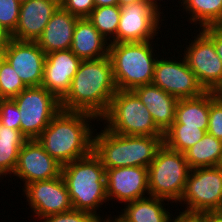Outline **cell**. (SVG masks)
<instances>
[{"label": "cell", "instance_id": "6da1fadb", "mask_svg": "<svg viewBox=\"0 0 222 222\" xmlns=\"http://www.w3.org/2000/svg\"><path fill=\"white\" fill-rule=\"evenodd\" d=\"M116 92L109 56L82 60L67 94L60 100V107L66 111L91 114L99 121Z\"/></svg>", "mask_w": 222, "mask_h": 222}, {"label": "cell", "instance_id": "7a4b0ae2", "mask_svg": "<svg viewBox=\"0 0 222 222\" xmlns=\"http://www.w3.org/2000/svg\"><path fill=\"white\" fill-rule=\"evenodd\" d=\"M96 119L85 112L61 109L37 140L63 166L92 152L95 131L90 123Z\"/></svg>", "mask_w": 222, "mask_h": 222}, {"label": "cell", "instance_id": "3957f363", "mask_svg": "<svg viewBox=\"0 0 222 222\" xmlns=\"http://www.w3.org/2000/svg\"><path fill=\"white\" fill-rule=\"evenodd\" d=\"M61 176L73 209L89 212L102 221L103 217L97 210L104 202H108L106 169L93 151L83 158L63 165Z\"/></svg>", "mask_w": 222, "mask_h": 222}, {"label": "cell", "instance_id": "277c9868", "mask_svg": "<svg viewBox=\"0 0 222 222\" xmlns=\"http://www.w3.org/2000/svg\"><path fill=\"white\" fill-rule=\"evenodd\" d=\"M164 144L163 136H127L104 128L93 136V153L105 169L148 167Z\"/></svg>", "mask_w": 222, "mask_h": 222}, {"label": "cell", "instance_id": "5b68a950", "mask_svg": "<svg viewBox=\"0 0 222 222\" xmlns=\"http://www.w3.org/2000/svg\"><path fill=\"white\" fill-rule=\"evenodd\" d=\"M152 42L109 43L108 56L117 90L133 91L152 83L158 59Z\"/></svg>", "mask_w": 222, "mask_h": 222}, {"label": "cell", "instance_id": "8992f818", "mask_svg": "<svg viewBox=\"0 0 222 222\" xmlns=\"http://www.w3.org/2000/svg\"><path fill=\"white\" fill-rule=\"evenodd\" d=\"M105 129L127 136H163L151 113L133 91L117 90L106 113L99 119ZM106 121V122H105Z\"/></svg>", "mask_w": 222, "mask_h": 222}, {"label": "cell", "instance_id": "52a82bcc", "mask_svg": "<svg viewBox=\"0 0 222 222\" xmlns=\"http://www.w3.org/2000/svg\"><path fill=\"white\" fill-rule=\"evenodd\" d=\"M147 168L149 196L178 203L191 171L185 155L163 144Z\"/></svg>", "mask_w": 222, "mask_h": 222}, {"label": "cell", "instance_id": "ba28073f", "mask_svg": "<svg viewBox=\"0 0 222 222\" xmlns=\"http://www.w3.org/2000/svg\"><path fill=\"white\" fill-rule=\"evenodd\" d=\"M186 204L181 215L196 216L222 208V166L191 169L179 204Z\"/></svg>", "mask_w": 222, "mask_h": 222}, {"label": "cell", "instance_id": "9c48e42d", "mask_svg": "<svg viewBox=\"0 0 222 222\" xmlns=\"http://www.w3.org/2000/svg\"><path fill=\"white\" fill-rule=\"evenodd\" d=\"M12 99L20 110V131L27 140L37 139L61 110L60 101L43 86L26 87Z\"/></svg>", "mask_w": 222, "mask_h": 222}, {"label": "cell", "instance_id": "30bf717a", "mask_svg": "<svg viewBox=\"0 0 222 222\" xmlns=\"http://www.w3.org/2000/svg\"><path fill=\"white\" fill-rule=\"evenodd\" d=\"M120 9L116 43L150 41L158 36L163 12H159L149 0L121 6Z\"/></svg>", "mask_w": 222, "mask_h": 222}, {"label": "cell", "instance_id": "8fae6325", "mask_svg": "<svg viewBox=\"0 0 222 222\" xmlns=\"http://www.w3.org/2000/svg\"><path fill=\"white\" fill-rule=\"evenodd\" d=\"M152 84L177 99L196 98L207 92L189 68L185 58L157 59Z\"/></svg>", "mask_w": 222, "mask_h": 222}, {"label": "cell", "instance_id": "7c38bea8", "mask_svg": "<svg viewBox=\"0 0 222 222\" xmlns=\"http://www.w3.org/2000/svg\"><path fill=\"white\" fill-rule=\"evenodd\" d=\"M194 40L186 45L183 57L206 91H212L222 81V60L216 53L214 42L198 28Z\"/></svg>", "mask_w": 222, "mask_h": 222}, {"label": "cell", "instance_id": "4fadbf2b", "mask_svg": "<svg viewBox=\"0 0 222 222\" xmlns=\"http://www.w3.org/2000/svg\"><path fill=\"white\" fill-rule=\"evenodd\" d=\"M28 204L37 218L59 214L73 209L71 199L62 176L37 181L23 187Z\"/></svg>", "mask_w": 222, "mask_h": 222}, {"label": "cell", "instance_id": "5bb4252c", "mask_svg": "<svg viewBox=\"0 0 222 222\" xmlns=\"http://www.w3.org/2000/svg\"><path fill=\"white\" fill-rule=\"evenodd\" d=\"M4 53L5 60L26 87L41 86L46 54L36 41H19L9 37Z\"/></svg>", "mask_w": 222, "mask_h": 222}, {"label": "cell", "instance_id": "9a60e30c", "mask_svg": "<svg viewBox=\"0 0 222 222\" xmlns=\"http://www.w3.org/2000/svg\"><path fill=\"white\" fill-rule=\"evenodd\" d=\"M62 165L52 158L37 139L27 140L21 147L13 176L27 184L56 178Z\"/></svg>", "mask_w": 222, "mask_h": 222}, {"label": "cell", "instance_id": "2e32d148", "mask_svg": "<svg viewBox=\"0 0 222 222\" xmlns=\"http://www.w3.org/2000/svg\"><path fill=\"white\" fill-rule=\"evenodd\" d=\"M107 200L129 203L149 196L147 167L106 169ZM145 193L147 195L145 196Z\"/></svg>", "mask_w": 222, "mask_h": 222}, {"label": "cell", "instance_id": "e0dca14e", "mask_svg": "<svg viewBox=\"0 0 222 222\" xmlns=\"http://www.w3.org/2000/svg\"><path fill=\"white\" fill-rule=\"evenodd\" d=\"M81 61L71 49L46 54L41 86L60 101L67 94Z\"/></svg>", "mask_w": 222, "mask_h": 222}, {"label": "cell", "instance_id": "ac0fdd59", "mask_svg": "<svg viewBox=\"0 0 222 222\" xmlns=\"http://www.w3.org/2000/svg\"><path fill=\"white\" fill-rule=\"evenodd\" d=\"M60 0H29L20 5L17 27L10 38L19 41H37Z\"/></svg>", "mask_w": 222, "mask_h": 222}, {"label": "cell", "instance_id": "d6986e66", "mask_svg": "<svg viewBox=\"0 0 222 222\" xmlns=\"http://www.w3.org/2000/svg\"><path fill=\"white\" fill-rule=\"evenodd\" d=\"M78 19L59 6L37 39L38 46L45 54L70 49Z\"/></svg>", "mask_w": 222, "mask_h": 222}, {"label": "cell", "instance_id": "ffe728a7", "mask_svg": "<svg viewBox=\"0 0 222 222\" xmlns=\"http://www.w3.org/2000/svg\"><path fill=\"white\" fill-rule=\"evenodd\" d=\"M133 92L145 104L156 126L164 133L175 121L179 99L152 83L137 87Z\"/></svg>", "mask_w": 222, "mask_h": 222}, {"label": "cell", "instance_id": "44dd1931", "mask_svg": "<svg viewBox=\"0 0 222 222\" xmlns=\"http://www.w3.org/2000/svg\"><path fill=\"white\" fill-rule=\"evenodd\" d=\"M88 18L78 19L72 38L71 51L81 60H95L108 56L109 45Z\"/></svg>", "mask_w": 222, "mask_h": 222}, {"label": "cell", "instance_id": "7402d4cb", "mask_svg": "<svg viewBox=\"0 0 222 222\" xmlns=\"http://www.w3.org/2000/svg\"><path fill=\"white\" fill-rule=\"evenodd\" d=\"M164 201L169 202L152 196L137 199L126 203L116 218L120 222H171L173 219L168 209L164 208Z\"/></svg>", "mask_w": 222, "mask_h": 222}, {"label": "cell", "instance_id": "603a6c76", "mask_svg": "<svg viewBox=\"0 0 222 222\" xmlns=\"http://www.w3.org/2000/svg\"><path fill=\"white\" fill-rule=\"evenodd\" d=\"M209 120V91L196 98L179 99L175 121L170 127H197L207 132Z\"/></svg>", "mask_w": 222, "mask_h": 222}, {"label": "cell", "instance_id": "cb8c5ba5", "mask_svg": "<svg viewBox=\"0 0 222 222\" xmlns=\"http://www.w3.org/2000/svg\"><path fill=\"white\" fill-rule=\"evenodd\" d=\"M184 155L191 169L222 166V141L206 132Z\"/></svg>", "mask_w": 222, "mask_h": 222}, {"label": "cell", "instance_id": "d4e9b609", "mask_svg": "<svg viewBox=\"0 0 222 222\" xmlns=\"http://www.w3.org/2000/svg\"><path fill=\"white\" fill-rule=\"evenodd\" d=\"M27 138L20 130L0 124V178L14 173L18 155ZM3 176V177H2Z\"/></svg>", "mask_w": 222, "mask_h": 222}, {"label": "cell", "instance_id": "484cf974", "mask_svg": "<svg viewBox=\"0 0 222 222\" xmlns=\"http://www.w3.org/2000/svg\"><path fill=\"white\" fill-rule=\"evenodd\" d=\"M182 6L190 15L189 22L200 28L222 23V0H184Z\"/></svg>", "mask_w": 222, "mask_h": 222}, {"label": "cell", "instance_id": "4316f807", "mask_svg": "<svg viewBox=\"0 0 222 222\" xmlns=\"http://www.w3.org/2000/svg\"><path fill=\"white\" fill-rule=\"evenodd\" d=\"M120 15L121 9L119 5L102 6L95 7L88 19L106 40L110 43H116Z\"/></svg>", "mask_w": 222, "mask_h": 222}, {"label": "cell", "instance_id": "83f0119b", "mask_svg": "<svg viewBox=\"0 0 222 222\" xmlns=\"http://www.w3.org/2000/svg\"><path fill=\"white\" fill-rule=\"evenodd\" d=\"M206 131L197 127H169L163 135V142L171 150L185 153L198 143Z\"/></svg>", "mask_w": 222, "mask_h": 222}, {"label": "cell", "instance_id": "f1b7e54d", "mask_svg": "<svg viewBox=\"0 0 222 222\" xmlns=\"http://www.w3.org/2000/svg\"><path fill=\"white\" fill-rule=\"evenodd\" d=\"M26 88L14 68L4 60L0 69V99L14 98Z\"/></svg>", "mask_w": 222, "mask_h": 222}, {"label": "cell", "instance_id": "f546056e", "mask_svg": "<svg viewBox=\"0 0 222 222\" xmlns=\"http://www.w3.org/2000/svg\"><path fill=\"white\" fill-rule=\"evenodd\" d=\"M20 5L17 0H0V28L9 37L17 27Z\"/></svg>", "mask_w": 222, "mask_h": 222}, {"label": "cell", "instance_id": "4dcf8cb0", "mask_svg": "<svg viewBox=\"0 0 222 222\" xmlns=\"http://www.w3.org/2000/svg\"><path fill=\"white\" fill-rule=\"evenodd\" d=\"M207 132L222 141V102L209 91V120Z\"/></svg>", "mask_w": 222, "mask_h": 222}, {"label": "cell", "instance_id": "1f68e13d", "mask_svg": "<svg viewBox=\"0 0 222 222\" xmlns=\"http://www.w3.org/2000/svg\"><path fill=\"white\" fill-rule=\"evenodd\" d=\"M20 110L11 98L0 99V124L7 128L20 130Z\"/></svg>", "mask_w": 222, "mask_h": 222}, {"label": "cell", "instance_id": "d6a6232c", "mask_svg": "<svg viewBox=\"0 0 222 222\" xmlns=\"http://www.w3.org/2000/svg\"><path fill=\"white\" fill-rule=\"evenodd\" d=\"M41 222H100V220L93 214L80 211L76 209H71L69 211L48 215L42 219Z\"/></svg>", "mask_w": 222, "mask_h": 222}, {"label": "cell", "instance_id": "836d02e7", "mask_svg": "<svg viewBox=\"0 0 222 222\" xmlns=\"http://www.w3.org/2000/svg\"><path fill=\"white\" fill-rule=\"evenodd\" d=\"M60 6L79 19L88 18L96 7L94 0H60Z\"/></svg>", "mask_w": 222, "mask_h": 222}, {"label": "cell", "instance_id": "e575fe53", "mask_svg": "<svg viewBox=\"0 0 222 222\" xmlns=\"http://www.w3.org/2000/svg\"><path fill=\"white\" fill-rule=\"evenodd\" d=\"M200 30L214 42L216 53L222 60V28L220 26H207Z\"/></svg>", "mask_w": 222, "mask_h": 222}, {"label": "cell", "instance_id": "d590c367", "mask_svg": "<svg viewBox=\"0 0 222 222\" xmlns=\"http://www.w3.org/2000/svg\"><path fill=\"white\" fill-rule=\"evenodd\" d=\"M197 222H222L221 211L203 212L194 216Z\"/></svg>", "mask_w": 222, "mask_h": 222}, {"label": "cell", "instance_id": "8d00e7d4", "mask_svg": "<svg viewBox=\"0 0 222 222\" xmlns=\"http://www.w3.org/2000/svg\"><path fill=\"white\" fill-rule=\"evenodd\" d=\"M171 222H197L194 216L176 215Z\"/></svg>", "mask_w": 222, "mask_h": 222}, {"label": "cell", "instance_id": "74e56055", "mask_svg": "<svg viewBox=\"0 0 222 222\" xmlns=\"http://www.w3.org/2000/svg\"><path fill=\"white\" fill-rule=\"evenodd\" d=\"M94 1L96 7L118 5V0H94Z\"/></svg>", "mask_w": 222, "mask_h": 222}, {"label": "cell", "instance_id": "f35d334b", "mask_svg": "<svg viewBox=\"0 0 222 222\" xmlns=\"http://www.w3.org/2000/svg\"><path fill=\"white\" fill-rule=\"evenodd\" d=\"M214 97L222 102V81L212 90Z\"/></svg>", "mask_w": 222, "mask_h": 222}, {"label": "cell", "instance_id": "ab89813d", "mask_svg": "<svg viewBox=\"0 0 222 222\" xmlns=\"http://www.w3.org/2000/svg\"><path fill=\"white\" fill-rule=\"evenodd\" d=\"M9 36L0 28V49H4Z\"/></svg>", "mask_w": 222, "mask_h": 222}, {"label": "cell", "instance_id": "60d3db41", "mask_svg": "<svg viewBox=\"0 0 222 222\" xmlns=\"http://www.w3.org/2000/svg\"><path fill=\"white\" fill-rule=\"evenodd\" d=\"M140 1H143V0H118V5L121 7V6L129 5V4H135Z\"/></svg>", "mask_w": 222, "mask_h": 222}, {"label": "cell", "instance_id": "b9f144b4", "mask_svg": "<svg viewBox=\"0 0 222 222\" xmlns=\"http://www.w3.org/2000/svg\"><path fill=\"white\" fill-rule=\"evenodd\" d=\"M151 3H152V5L160 12L161 11V9H160V5H158V3H157V0H149ZM158 1H163V0H158ZM180 1H182V2H180ZM180 1H178L179 2V4L181 3V7H182V4H183V1L184 0H180ZM159 7V8H158ZM160 9V10H159Z\"/></svg>", "mask_w": 222, "mask_h": 222}, {"label": "cell", "instance_id": "7bdbcfd3", "mask_svg": "<svg viewBox=\"0 0 222 222\" xmlns=\"http://www.w3.org/2000/svg\"><path fill=\"white\" fill-rule=\"evenodd\" d=\"M100 222H120L116 217L114 218V220H113V218L111 217V214H110V217L109 216H107V219H106V217H105V219H103L102 221H100Z\"/></svg>", "mask_w": 222, "mask_h": 222}, {"label": "cell", "instance_id": "ee69618b", "mask_svg": "<svg viewBox=\"0 0 222 222\" xmlns=\"http://www.w3.org/2000/svg\"><path fill=\"white\" fill-rule=\"evenodd\" d=\"M4 60H5L4 49H0V69H1V64Z\"/></svg>", "mask_w": 222, "mask_h": 222}, {"label": "cell", "instance_id": "f6af8a7d", "mask_svg": "<svg viewBox=\"0 0 222 222\" xmlns=\"http://www.w3.org/2000/svg\"><path fill=\"white\" fill-rule=\"evenodd\" d=\"M20 4L24 3V2H27L29 0H17Z\"/></svg>", "mask_w": 222, "mask_h": 222}]
</instances>
